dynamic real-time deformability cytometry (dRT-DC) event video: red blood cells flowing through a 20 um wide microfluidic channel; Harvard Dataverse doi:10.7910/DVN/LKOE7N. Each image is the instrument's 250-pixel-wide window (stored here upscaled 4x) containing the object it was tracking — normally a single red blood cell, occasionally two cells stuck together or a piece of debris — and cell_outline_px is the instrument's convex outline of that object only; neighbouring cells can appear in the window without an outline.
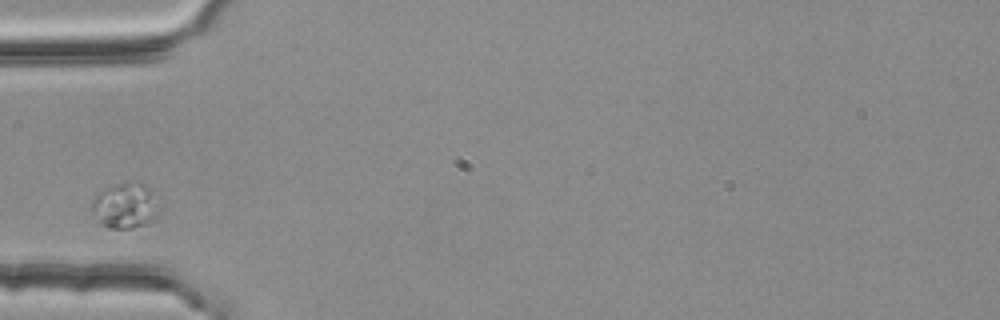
{"species": "common noctule bat (a hibernating species)", "species_latin": "Nyctalus noctula", "temperature_condition": "room temperature", "stored_images_in_passage": 1, "camera_frame_rate_fps": 3000, "um_per_image_px": 0.085, "animal": {"sex": "female", "body_mass_g": 25.1}, "frame": {"image": 1, "passage_image": 1, "time_ms": 0.0, "image_size_px": [1000, 320], "cell_outline_px": [[160, 212], [156, 220], [148, 224], [132, 228], [108, 228], [100, 224], [96, 220], [92, 212], [92, 200], [104, 188], [128, 180], [140, 180], [160, 192]], "centroid_in_image_um": [10.78, 17.43], "position_along_channel_um": 74.2, "area_um2": 19.25}}